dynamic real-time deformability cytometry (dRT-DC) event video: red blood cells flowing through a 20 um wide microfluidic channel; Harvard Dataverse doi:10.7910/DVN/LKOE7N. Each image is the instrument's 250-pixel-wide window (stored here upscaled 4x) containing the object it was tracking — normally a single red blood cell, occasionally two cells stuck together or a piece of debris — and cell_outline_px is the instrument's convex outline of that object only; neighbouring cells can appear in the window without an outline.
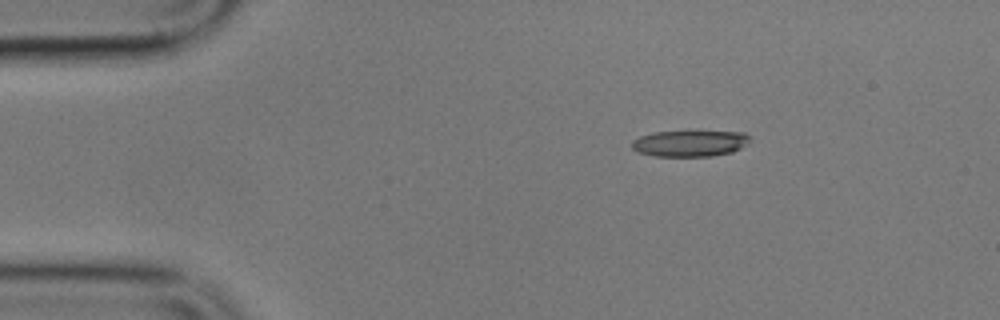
{"species": "common noctule bat (a hibernating species)", "species_latin": "Nyctalus noctula", "temperature_condition": "cold", "stored_images_in_passage": 5, "segment_of_instrument_passage": [2, 2], "camera_frame_rate_fps": 3000, "um_per_image_px": 0.085, "animal": {"sex": "male", "body_mass_g": 17.9}, "frame": {"image": 1, "passage_image": 5, "time_ms": 5.667, "image_size_px": [1000, 320], "cell_outline_px": [[748, 144], [732, 152], [712, 156], [656, 156], [636, 152], [632, 148], [632, 140], [640, 136], [652, 132], [744, 132], [748, 136]], "centroid_in_image_um": [58.6, 12.2], "position_along_channel_um": 26.4, "area_um2": 17.86}}